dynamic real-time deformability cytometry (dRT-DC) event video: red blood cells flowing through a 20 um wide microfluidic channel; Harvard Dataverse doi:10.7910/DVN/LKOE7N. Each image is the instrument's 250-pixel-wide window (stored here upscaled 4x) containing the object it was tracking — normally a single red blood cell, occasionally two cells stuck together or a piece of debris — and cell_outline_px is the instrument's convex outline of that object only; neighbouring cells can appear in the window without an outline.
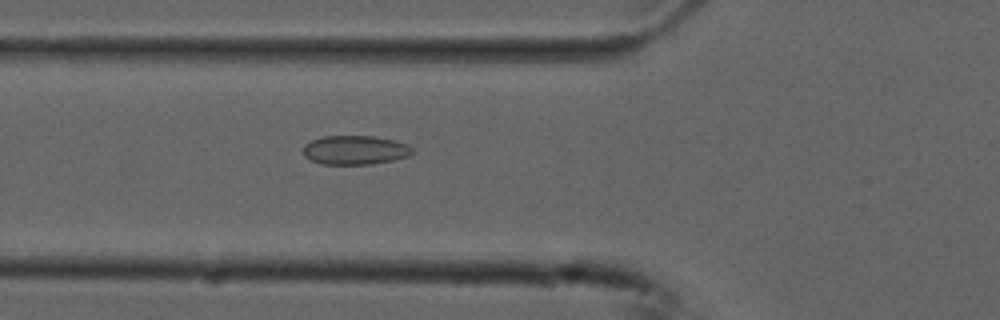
{"species": "common noctule bat (a hibernating species)", "species_latin": "Nyctalus noctula", "temperature_condition": "cold", "stored_images_in_passage": 55, "camera_frame_rate_fps": 3000, "um_per_image_px": 0.085, "animal": {"sex": "male", "forearm_length_mm": 52.5}, "frame": {"image": 1, "passage_image": 20, "time_ms": 6.333, "image_size_px": [1000, 320], "cell_outline_px": [[412, 152], [408, 156], [392, 160], [372, 164], [320, 164], [304, 156], [304, 144], [312, 140], [324, 136], [372, 136], [392, 140], [408, 144], [412, 148]], "centroid_in_image_um": [30.16, 12.75], "position_along_channel_um": 95.6, "area_um2": 18.32}}
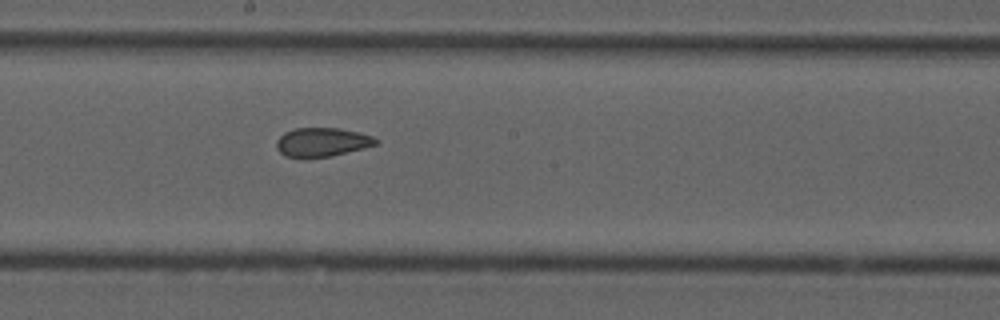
{"frame": {"image": 2, "passage_image": 30, "time_ms": 9.667, "image_size_px": [1000, 320], "cell_outline_px": [[380, 140], [376, 144], [364, 148], [332, 156], [284, 156], [276, 148], [276, 140], [284, 132], [296, 128], [340, 128], [372, 136]], "centroid_in_image_um": [27.37, 12.06], "position_along_channel_um": 220.8, "area_um2": 16.47}}
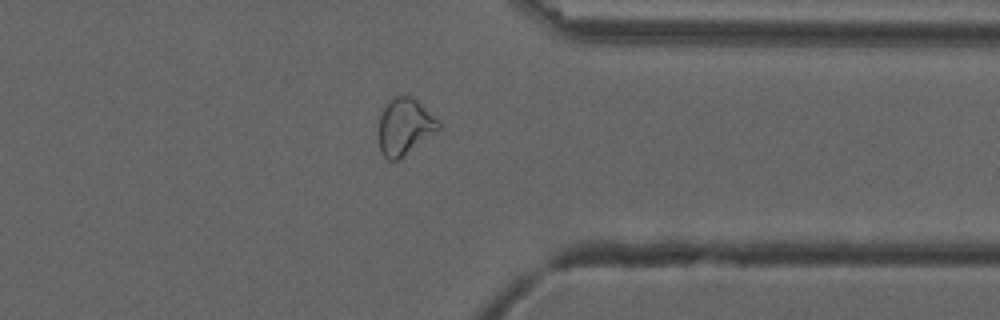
{"frame": {"image": 3, "passage_image": 43, "time_ms": 14.0, "image_size_px": [1000, 320], "cell_outline_px": [[440, 128], [400, 160], [388, 160], [380, 152], [380, 116], [384, 108], [396, 96], [408, 96], [416, 100], [440, 124]], "centroid_in_image_um": [34.38, 10.82], "position_along_channel_um": 377.0, "area_um2": 19.02}, "authors_computed_cell_mechanics": {"area_um2": 19.7098, "velocity_mm_per_s": 3.7416, "shape_relaxation_time_tau1_ms": null, "shape_relaxation_time_tau2_ms": 3.4378, "deformation_change_tau1": null, "deformation_change_tau2": 0.0686}}